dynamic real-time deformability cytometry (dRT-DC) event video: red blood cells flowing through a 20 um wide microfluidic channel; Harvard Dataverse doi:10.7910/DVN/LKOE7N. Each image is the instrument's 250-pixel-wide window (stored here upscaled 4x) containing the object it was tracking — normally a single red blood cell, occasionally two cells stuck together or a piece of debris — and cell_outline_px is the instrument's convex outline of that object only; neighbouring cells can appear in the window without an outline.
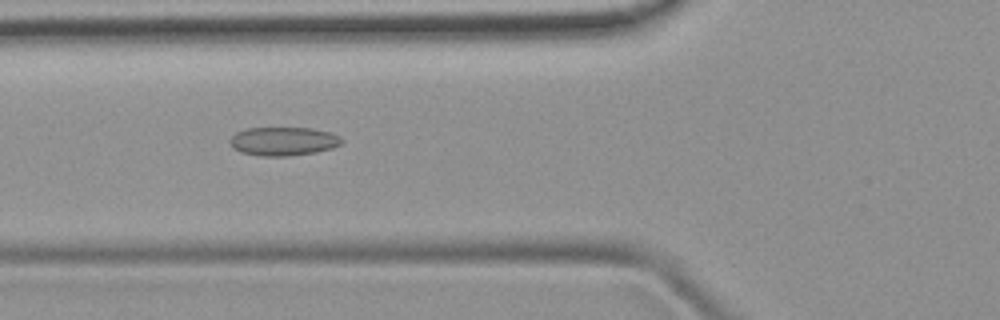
{"species": "common noctule bat (a hibernating species)", "species_latin": "Nyctalus noctula", "temperature_condition": "room temperature", "stored_images_in_passage": 32, "camera_frame_rate_fps": 3000, "um_per_image_px": 0.085, "animal": {"sex": "female", "body_mass_g": 19.9}, "frame": {"image": 1, "passage_image": 6, "time_ms": 1.667, "image_size_px": [1000, 320], "cell_outline_px": [[344, 140], [340, 144], [332, 148], [316, 152], [288, 156], [260, 156], [240, 152], [232, 148], [228, 140], [236, 132], [248, 128], [312, 128], [328, 132], [340, 136]], "centroid_in_image_um": [24.06, 12.01], "position_along_channel_um": 101.7, "area_um2": 18.73}}
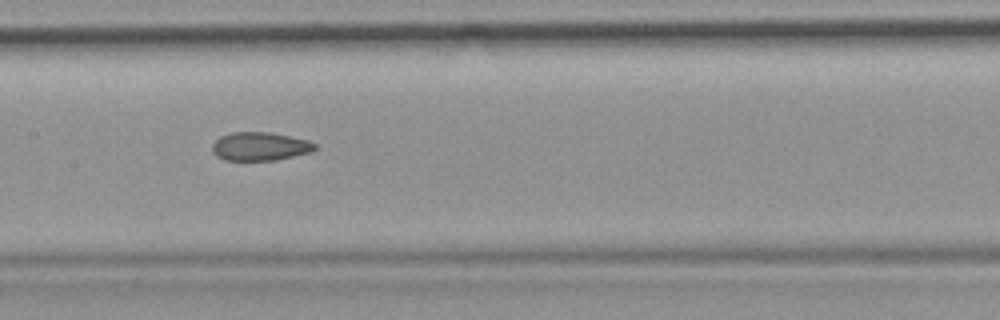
{"frame": {"image": 2, "passage_image": 12, "time_ms": 3.667, "image_size_px": [1000, 320], "cell_outline_px": [[316, 148], [312, 152], [276, 160], [224, 160], [216, 156], [212, 152], [212, 144], [220, 136], [232, 132], [268, 132], [308, 140], [316, 144]], "centroid_in_image_um": [22.08, 12.45], "position_along_channel_um": 185.3, "area_um2": 17.05}}
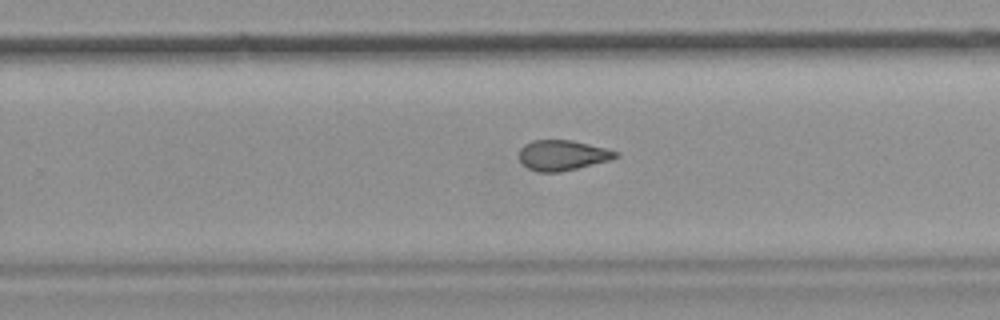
{"frame": {"image": 3, "passage_image": 19, "time_ms": 6.0, "image_size_px": [1000, 320], "cell_outline_px": [[620, 156], [612, 160], [560, 172], [536, 172], [528, 168], [520, 160], [520, 148], [524, 144], [532, 140], [572, 140], [620, 152]], "centroid_in_image_um": [47.83, 13.2], "position_along_channel_um": 282.0, "area_um2": 17.11}}